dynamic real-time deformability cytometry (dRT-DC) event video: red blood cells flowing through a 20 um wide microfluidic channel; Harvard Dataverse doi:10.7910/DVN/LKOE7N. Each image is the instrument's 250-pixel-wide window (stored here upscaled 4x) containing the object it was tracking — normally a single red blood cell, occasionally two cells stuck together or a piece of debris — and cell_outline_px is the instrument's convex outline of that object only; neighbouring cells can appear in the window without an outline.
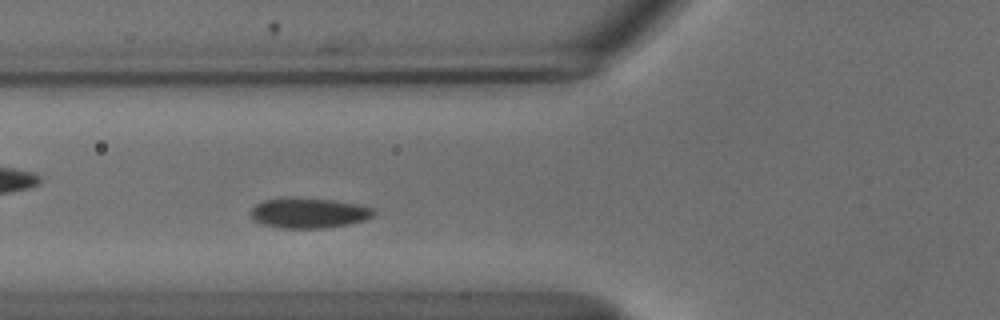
{"species": "common noctule bat (a hibernating species)", "species_latin": "Nyctalus noctula", "temperature_condition": "cold", "stored_images_in_passage": 43, "camera_frame_rate_fps": 3000, "um_per_image_px": 0.085, "animal": {"sex": "male", "body_mass_g": 18.8}, "frame": {"image": 1, "passage_image": 8, "time_ms": 2.333, "image_size_px": [1000, 320], "cell_outline_px": [[376, 212], [372, 216], [364, 220], [348, 224], [324, 228], [276, 228], [260, 224], [252, 220], [252, 208], [256, 204], [264, 200], [292, 196], [332, 200], [356, 204], [372, 208]], "centroid_in_image_um": [26.19, 18.1], "position_along_channel_um": 99.6, "area_um2": 21.85}}
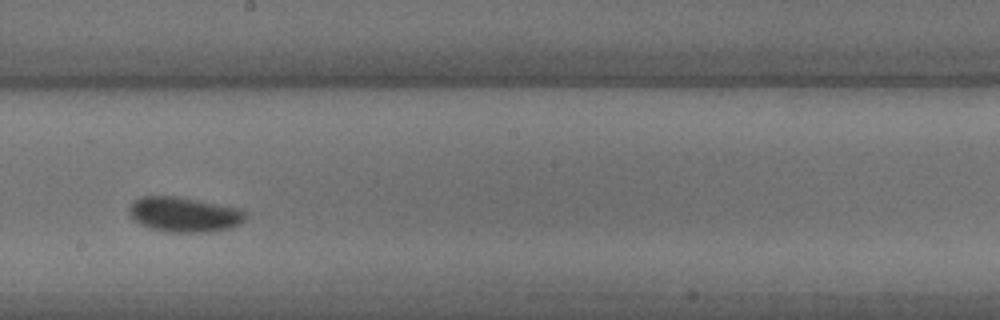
{"frame": {"image": 2, "passage_image": 19, "time_ms": 6.0, "image_size_px": [1000, 320], "cell_outline_px": [[248, 216], [240, 224], [232, 228], [212, 232], [164, 232], [140, 224], [132, 220], [128, 216], [128, 208], [136, 200], [144, 196], [172, 196], [196, 200], [236, 208], [244, 212]], "centroid_in_image_um": [15.63, 18.26], "position_along_channel_um": 232.6, "area_um2": 23.64}}
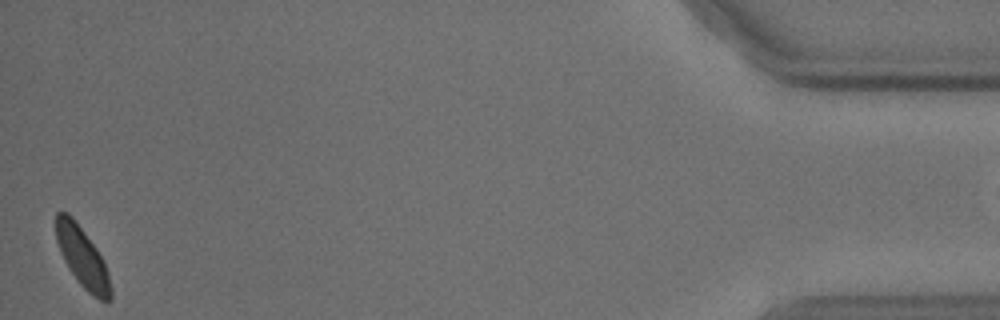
{"frame": {"image": 3, "passage_image": 42, "time_ms": 13.667, "image_size_px": [1000, 320], "cell_outline_px": [[112, 300], [108, 304], [92, 296], [80, 284], [68, 268], [60, 252], [56, 240], [56, 212], [68, 212], [72, 216], [96, 248], [104, 264], [108, 276], [112, 292]], "centroid_in_image_um": [7.0, 21.9], "position_along_channel_um": 428.2, "area_um2": 19.02}}